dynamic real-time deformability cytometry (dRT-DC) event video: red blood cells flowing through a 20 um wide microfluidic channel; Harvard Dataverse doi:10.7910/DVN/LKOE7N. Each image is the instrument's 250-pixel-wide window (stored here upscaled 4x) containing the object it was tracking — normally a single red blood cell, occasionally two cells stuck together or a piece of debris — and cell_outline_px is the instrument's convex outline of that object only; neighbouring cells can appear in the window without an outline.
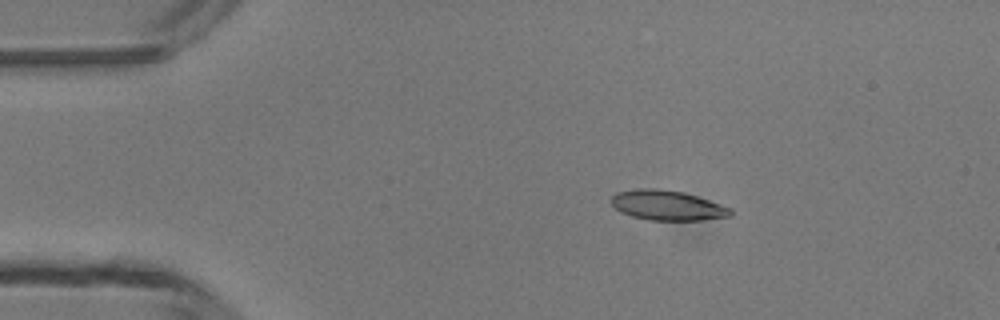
{"species": "common noctule bat (a hibernating species)", "species_latin": "Nyctalus noctula", "temperature_condition": "room temperature", "stored_images_in_passage": 5, "camera_frame_rate_fps": 3000, "um_per_image_px": 0.085, "animal": {"sex": "male", "body_mass_g": 13.3}, "frame": {"image": 1, "passage_image": 3, "time_ms": 2.333, "image_size_px": [1000, 320], "cell_outline_px": [[732, 216], [704, 220], [648, 220], [632, 216], [620, 212], [608, 200], [616, 192], [636, 188], [656, 188], [684, 192], [732, 208]], "centroid_in_image_um": [56.7, 17.45], "position_along_channel_um": 28.3, "area_um2": 20.98}}
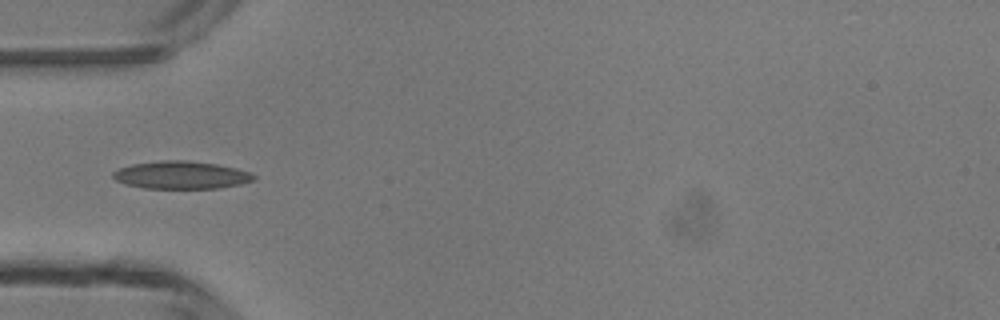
{"frame": {"image": 2, "passage_image": 5, "time_ms": 4.667, "image_size_px": [1000, 320], "cell_outline_px": [[256, 180], [240, 184], [220, 188], [144, 188], [128, 184], [116, 180], [112, 176], [112, 172], [120, 168], [132, 164], [160, 160], [184, 160], [216, 164], [236, 168], [248, 172], [256, 176]], "centroid_in_image_um": [15.41, 14.87], "position_along_channel_um": 69.6, "area_um2": 22.6}}